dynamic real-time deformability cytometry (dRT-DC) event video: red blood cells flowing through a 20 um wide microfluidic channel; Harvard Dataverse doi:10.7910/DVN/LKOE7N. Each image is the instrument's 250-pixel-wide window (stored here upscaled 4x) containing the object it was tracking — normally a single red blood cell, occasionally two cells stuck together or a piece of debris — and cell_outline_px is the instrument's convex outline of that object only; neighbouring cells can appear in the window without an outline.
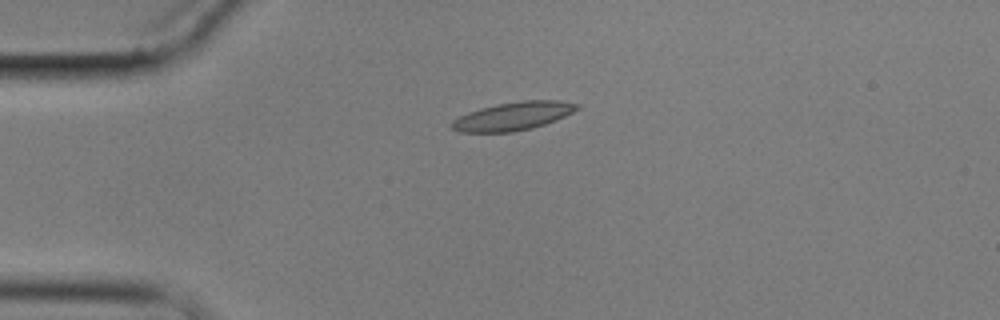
{"species": "common noctule bat (a hibernating species)", "species_latin": "Nyctalus noctula", "temperature_condition": "cold", "stored_images_in_passage": 1, "camera_frame_rate_fps": 3000, "um_per_image_px": 0.085, "animal": {"sex": "male", "body_mass_g": 17.9}, "frame": {"image": 1, "passage_image": 1, "time_ms": 0.0, "image_size_px": [1000, 320], "cell_outline_px": [[580, 108], [556, 120], [532, 128], [512, 132], [460, 132], [452, 128], [448, 124], [452, 120], [468, 112], [480, 108], [496, 104], [520, 100], [560, 100], [580, 104]], "centroid_in_image_um": [43.61, 9.86], "position_along_channel_um": 41.4, "area_um2": 20.75}}